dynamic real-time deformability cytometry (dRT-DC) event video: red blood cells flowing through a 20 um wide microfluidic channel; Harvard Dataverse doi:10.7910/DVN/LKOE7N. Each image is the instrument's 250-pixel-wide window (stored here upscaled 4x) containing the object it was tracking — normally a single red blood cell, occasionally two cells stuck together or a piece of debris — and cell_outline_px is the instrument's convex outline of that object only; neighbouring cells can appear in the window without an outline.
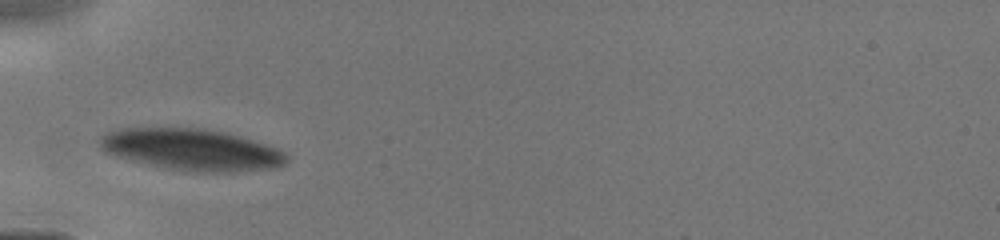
{"species": "human", "species_latin": "Homo sapiens", "temperature_condition": "cold", "stored_images_in_passage": 37, "camera_frame_rate_fps": 3000, "um_per_image_px": 0.085, "donor": {"sex": "male"}, "frame": {"image": 1, "passage_image": 1, "time_ms": 0.0, "image_size_px": [1000, 240], "cell_outline_px": [[288, 160], [280, 168], [232, 172], [184, 172], [148, 164], [116, 156], [104, 152], [96, 148], [96, 140], [100, 136], [108, 132], [124, 128], [204, 128], [228, 132], [276, 148], [284, 152], [288, 156]], "centroid_in_image_um": [16.26, 12.72], "position_along_channel_um": 68.7, "area_um2": 45.84}}
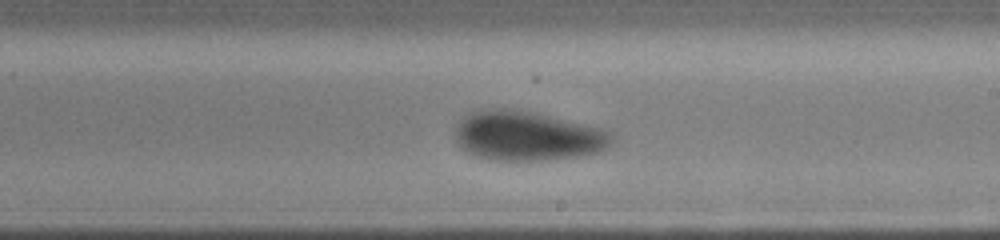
{"frame": {"image": 2, "passage_image": 22, "time_ms": 4.0, "image_size_px": [1000, 240], "cell_outline_px": [[612, 140], [608, 148], [600, 152], [580, 156], [540, 160], [492, 160], [476, 156], [468, 152], [456, 140], [456, 128], [460, 120], [464, 116], [472, 112], [528, 112], [600, 128], [608, 132], [612, 136]], "centroid_in_image_um": [44.86, 11.62], "position_along_channel_um": 244.1, "area_um2": 43.35}}
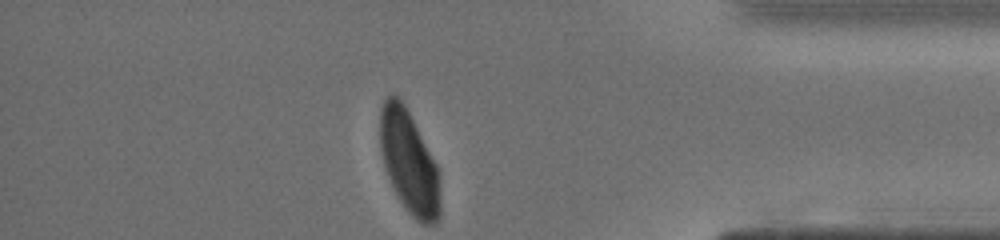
{"frame": {"image": 3, "passage_image": 36, "time_ms": 8.0, "image_size_px": [1000, 240], "cell_outline_px": [[440, 216], [432, 224], [424, 224], [416, 220], [408, 212], [400, 200], [388, 176], [384, 164], [380, 148], [380, 108], [384, 100], [392, 92], [404, 104], [440, 168]], "centroid_in_image_um": [34.8, 13.77], "position_along_channel_um": 400.4, "area_um2": 36.18}}